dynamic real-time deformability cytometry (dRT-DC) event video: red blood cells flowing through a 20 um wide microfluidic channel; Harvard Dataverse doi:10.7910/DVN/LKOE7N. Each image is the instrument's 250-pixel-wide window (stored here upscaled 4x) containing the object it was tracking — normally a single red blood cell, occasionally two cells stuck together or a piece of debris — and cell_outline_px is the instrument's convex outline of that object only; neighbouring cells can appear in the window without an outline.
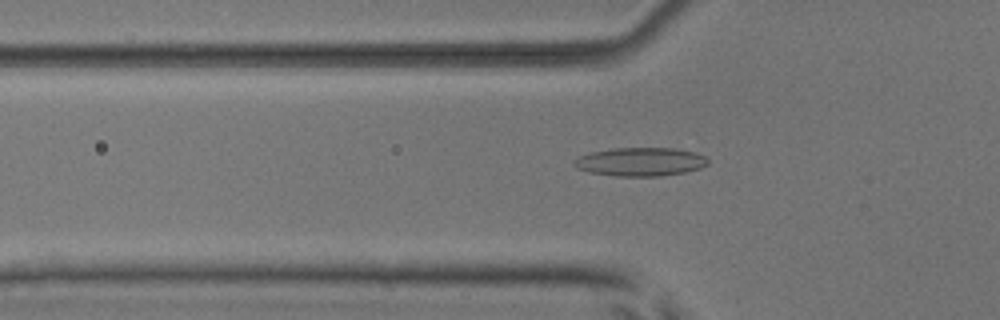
{"species": "common noctule bat (a hibernating species)", "species_latin": "Nyctalus noctula", "temperature_condition": "room temperature", "stored_images_in_passage": 52, "camera_frame_rate_fps": 3000, "um_per_image_px": 0.085, "animal": {"sex": "male", "body_mass_g": 17.9, "forearm_length_mm": 54.2}, "frame": {"image": 1, "passage_image": 18, "time_ms": 5.667, "image_size_px": [1000, 320], "cell_outline_px": [[708, 164], [700, 168], [684, 172], [660, 176], [616, 176], [588, 172], [576, 168], [572, 164], [572, 160], [588, 152], [612, 148], [672, 148], [692, 152], [704, 156], [708, 160]], "centroid_in_image_um": [54.36, 13.75], "position_along_channel_um": 71.4, "area_um2": 22.31}}
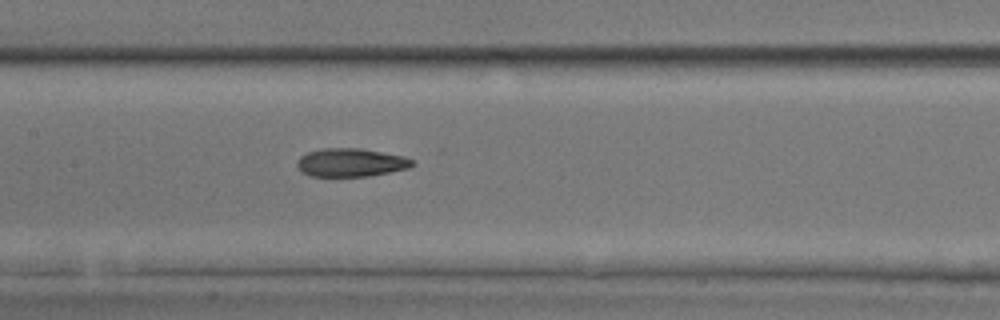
{"frame": {"image": 2, "passage_image": 26, "time_ms": 8.333, "image_size_px": [1000, 320], "cell_outline_px": [[416, 164], [408, 168], [368, 176], [308, 176], [296, 164], [296, 160], [300, 156], [308, 152], [324, 148], [360, 148], [404, 156], [412, 160]], "centroid_in_image_um": [29.81, 13.81], "position_along_channel_um": 177.6, "area_um2": 18.9}}
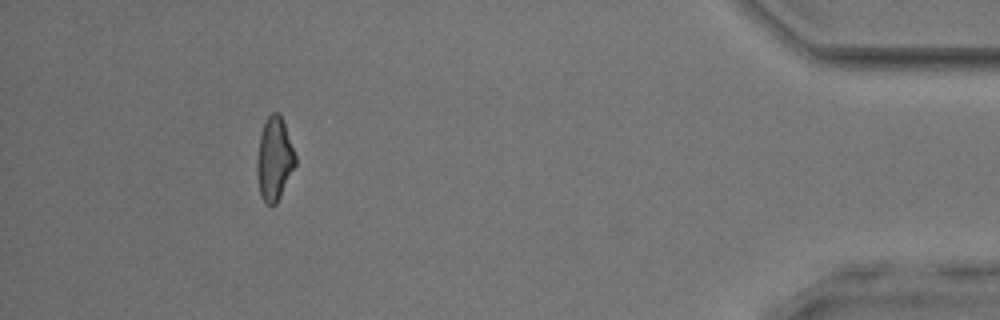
{"frame": {"image": 3, "passage_image": 48, "time_ms": 15.667, "image_size_px": [1000, 320], "cell_outline_px": [[296, 164], [276, 204], [268, 204], [260, 196], [256, 172], [256, 164], [260, 132], [268, 116], [272, 112], [276, 112], [280, 116], [284, 124], [296, 156]], "centroid_in_image_um": [23.3, 13.52], "position_along_channel_um": 411.9, "area_um2": 18.38}, "authors_computed_cell_mechanics": {"area_um2": 19.363, "velocity_mm_per_s": 3.9799, "shape_relaxation_time_tau1_ms": 6.6535, "shape_relaxation_time_tau2_ms": 3.4766, "deformation_change_tau1": 0.1735, "deformation_change_tau2": 0.1258}}